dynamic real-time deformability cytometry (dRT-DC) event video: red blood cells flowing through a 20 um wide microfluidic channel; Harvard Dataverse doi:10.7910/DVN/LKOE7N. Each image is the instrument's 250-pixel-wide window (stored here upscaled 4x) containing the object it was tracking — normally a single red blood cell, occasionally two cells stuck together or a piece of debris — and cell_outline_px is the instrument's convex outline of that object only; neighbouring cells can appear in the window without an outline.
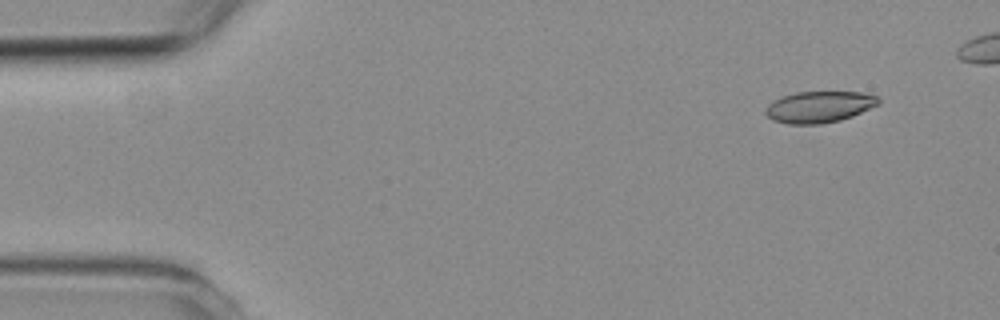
{"species": "common noctule bat (a hibernating species)", "species_latin": "Nyctalus noctula", "temperature_condition": "room temperature", "stored_images_in_passage": 5, "camera_frame_rate_fps": 3000, "um_per_image_px": 0.085, "animal": {"sex": "female", "body_mass_g": 19.3, "forearm_length_mm": 54.1}, "frame": {"image": 1, "passage_image": 1, "time_ms": 0.0, "image_size_px": [1000, 320], "cell_outline_px": [[880, 104], [852, 116], [840, 120], [820, 124], [788, 124], [772, 120], [764, 112], [764, 108], [772, 100], [796, 92], [860, 92], [876, 96], [880, 100]], "centroid_in_image_um": [69.6, 9.09], "position_along_channel_um": 15.4, "area_um2": 20.69}}